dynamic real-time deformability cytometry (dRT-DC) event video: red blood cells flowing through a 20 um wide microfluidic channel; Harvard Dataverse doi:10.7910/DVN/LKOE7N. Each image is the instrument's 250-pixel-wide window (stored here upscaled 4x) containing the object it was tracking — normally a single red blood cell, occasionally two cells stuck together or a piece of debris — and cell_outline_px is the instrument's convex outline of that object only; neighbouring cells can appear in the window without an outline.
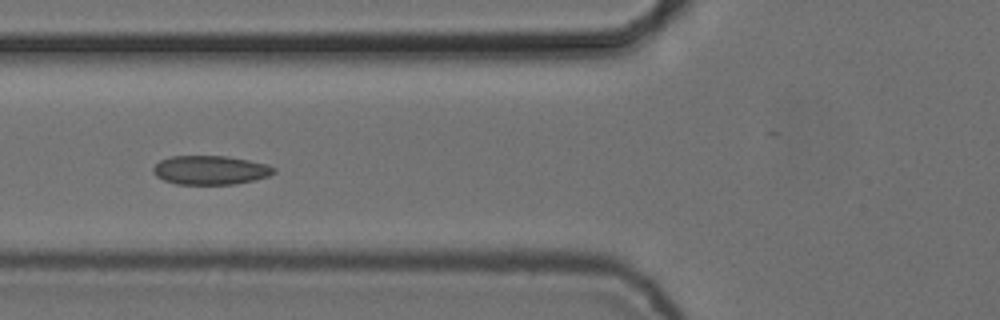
{"species": "common noctule bat (a hibernating species)", "species_latin": "Nyctalus noctula", "temperature_condition": "cold", "stored_images_in_passage": 6, "camera_frame_rate_fps": 3000, "um_per_image_px": 0.085, "animal": {"sex": "female", "body_mass_g": 24.6, "forearm_length_mm": 56.2}, "frame": {"image": 1, "passage_image": 6, "time_ms": 1.667, "image_size_px": [1000, 320], "cell_outline_px": [[276, 172], [268, 176], [236, 184], [176, 184], [164, 180], [156, 176], [152, 172], [152, 168], [160, 160], [172, 156], [228, 156], [268, 164], [276, 168]], "centroid_in_image_um": [17.88, 14.45], "position_along_channel_um": 107.9, "area_um2": 20.4}}